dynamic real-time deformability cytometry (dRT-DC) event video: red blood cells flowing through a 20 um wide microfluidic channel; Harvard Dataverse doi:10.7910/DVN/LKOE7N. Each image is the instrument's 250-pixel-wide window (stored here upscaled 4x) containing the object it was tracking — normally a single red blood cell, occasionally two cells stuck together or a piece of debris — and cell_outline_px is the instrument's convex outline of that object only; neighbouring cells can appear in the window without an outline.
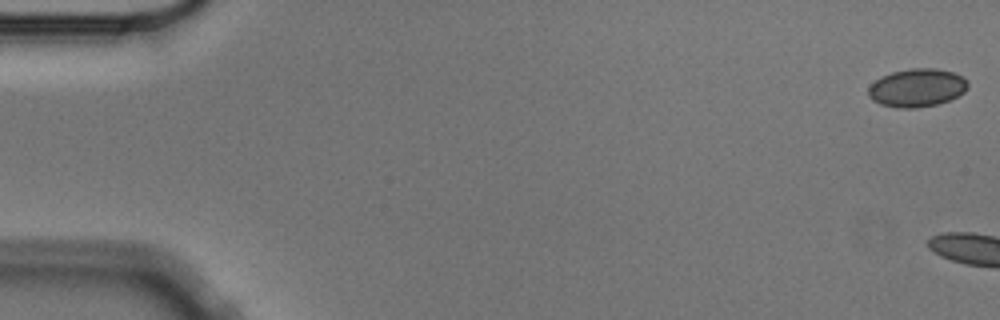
{"species": "Egyptian fruit bat (a non-hibernating species)", "species_latin": "Rousettus aegyptiacus", "temperature_condition": "cold", "stored_images_in_passage": 5, "camera_frame_rate_fps": 3000, "um_per_image_px": 0.085, "animal": {"sex": "male"}, "frame": {"image": 1, "passage_image": 1, "time_ms": 0.0, "image_size_px": [1000, 320], "cell_outline_px": [[968, 88], [964, 92], [948, 100], [936, 104], [916, 108], [896, 108], [880, 104], [872, 100], [868, 96], [868, 88], [876, 80], [892, 72], [912, 68], [936, 68], [952, 72], [964, 76], [968, 80]], "centroid_in_image_um": [77.96, 7.46], "position_along_channel_um": 7.0, "area_um2": 22.14}}